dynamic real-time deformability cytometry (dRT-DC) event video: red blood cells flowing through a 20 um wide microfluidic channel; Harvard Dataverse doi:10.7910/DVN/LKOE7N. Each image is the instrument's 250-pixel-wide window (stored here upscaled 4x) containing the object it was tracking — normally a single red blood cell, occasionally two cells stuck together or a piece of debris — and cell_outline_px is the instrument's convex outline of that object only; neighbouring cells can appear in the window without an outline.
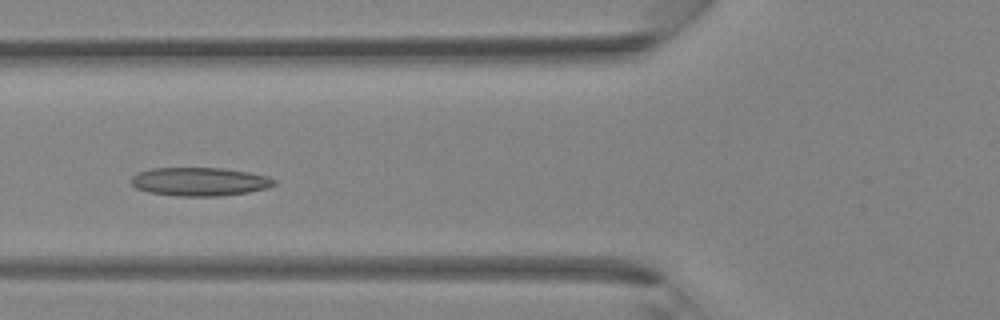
{"species": "Egyptian fruit bat (a non-hibernating species)", "species_latin": "Rousettus aegyptiacus", "temperature_condition": "room temperature", "stored_images_in_passage": 32, "camera_frame_rate_fps": 3000, "um_per_image_px": 0.085, "animal": {"sex": "female"}, "frame": {"image": 1, "passage_image": 12, "time_ms": 3.667, "image_size_px": [1000, 320], "cell_outline_px": [[276, 184], [268, 188], [248, 192], [220, 196], [176, 196], [148, 192], [136, 188], [132, 184], [132, 176], [136, 172], [152, 168], [224, 168], [248, 172], [268, 176], [276, 180]], "centroid_in_image_um": [16.97, 15.44], "position_along_channel_um": 108.8, "area_um2": 23.87}}
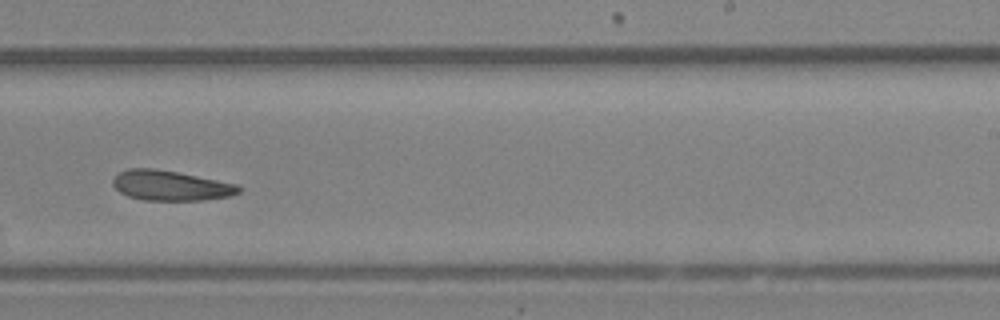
{"frame": {"image": 2, "passage_image": 22, "time_ms": 7.0, "image_size_px": [1000, 320], "cell_outline_px": [[244, 188], [240, 192], [232, 196], [200, 200], [144, 200], [128, 196], [120, 192], [112, 184], [112, 180], [120, 172], [128, 168], [156, 168], [236, 184]], "centroid_in_image_um": [14.51, 15.77], "position_along_channel_um": 274.5, "area_um2": 21.91}}
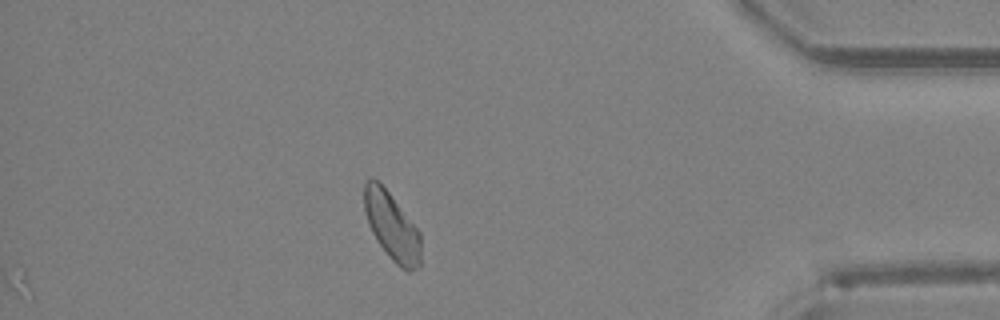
{"frame": {"image": 3, "passage_image": 32, "time_ms": 10.333, "image_size_px": [1000, 320], "cell_outline_px": [[420, 268], [412, 272], [408, 272], [400, 268], [392, 260], [376, 240], [368, 224], [364, 208], [364, 184], [368, 180], [376, 180], [388, 192], [420, 232]], "centroid_in_image_um": [33.32, 19.31], "position_along_channel_um": 401.9, "area_um2": 22.08}}